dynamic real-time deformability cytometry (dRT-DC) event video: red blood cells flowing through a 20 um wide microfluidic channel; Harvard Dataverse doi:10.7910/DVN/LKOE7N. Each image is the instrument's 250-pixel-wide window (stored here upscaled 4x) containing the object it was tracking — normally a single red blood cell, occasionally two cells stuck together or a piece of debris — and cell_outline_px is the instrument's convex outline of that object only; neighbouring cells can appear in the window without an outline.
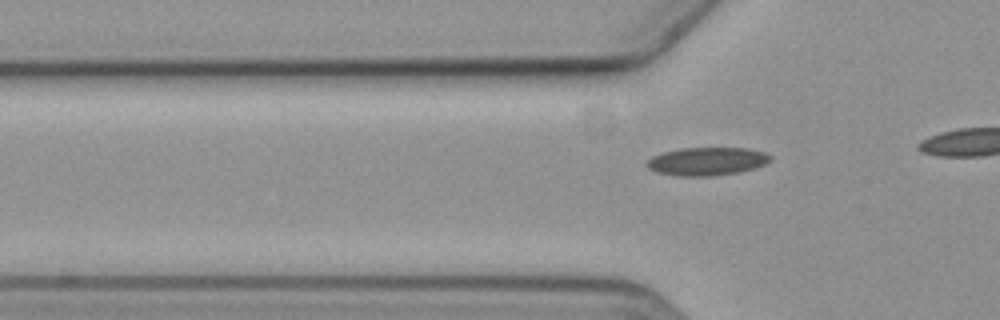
{"species": "common noctule bat (a hibernating species)", "species_latin": "Nyctalus noctula", "temperature_condition": "cold", "stored_images_in_passage": 2, "camera_frame_rate_fps": 3000, "um_per_image_px": 0.085, "animal": {"sex": "female", "body_mass_g": 19.3, "forearm_length_mm": 54.1}, "frame": {"image": 1, "passage_image": 2, "time_ms": 2.0, "image_size_px": [1000, 320], "cell_outline_px": [[772, 160], [756, 168], [740, 172], [708, 176], [680, 176], [656, 172], [648, 168], [648, 160], [652, 156], [664, 152], [680, 148], [748, 148], [764, 152], [772, 156]], "centroid_in_image_um": [60.13, 13.71], "position_along_channel_um": 65.7, "area_um2": 20.23}}